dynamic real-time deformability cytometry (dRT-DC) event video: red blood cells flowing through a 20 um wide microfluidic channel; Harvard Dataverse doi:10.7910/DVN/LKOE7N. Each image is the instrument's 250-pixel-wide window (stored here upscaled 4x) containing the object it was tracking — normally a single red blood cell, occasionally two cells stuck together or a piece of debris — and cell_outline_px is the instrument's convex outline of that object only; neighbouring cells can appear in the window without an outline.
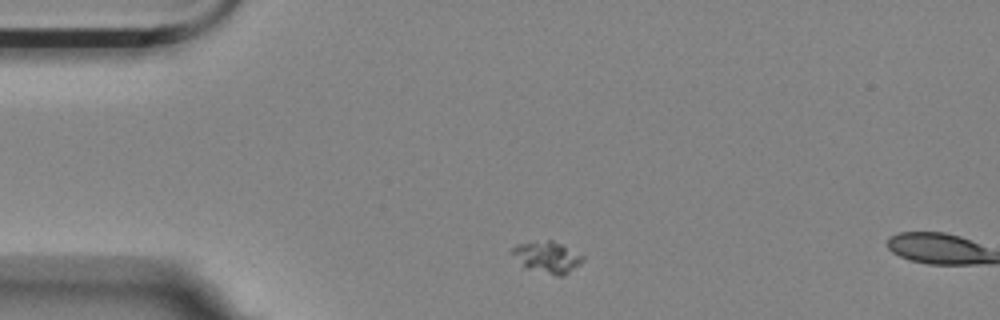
{"species": "Egyptian fruit bat (a non-hibernating species)", "species_latin": "Rousettus aegyptiacus", "temperature_condition": "room temperature", "stored_images_in_passage": 3, "camera_frame_rate_fps": 3000, "um_per_image_px": 0.085, "animal": {"sex": "female"}, "frame": {"image": 1, "passage_image": 1, "time_ms": 0.0, "image_size_px": [1000, 320], "cell_outline_px": [[584, 260], [580, 264], [568, 272], [560, 276], [556, 276], [528, 268], [508, 252], [508, 248], [516, 244], [548, 240], [552, 240], [584, 256]], "centroid_in_image_um": [46.47, 21.84], "position_along_channel_um": 38.5, "area_um2": 12.77}}